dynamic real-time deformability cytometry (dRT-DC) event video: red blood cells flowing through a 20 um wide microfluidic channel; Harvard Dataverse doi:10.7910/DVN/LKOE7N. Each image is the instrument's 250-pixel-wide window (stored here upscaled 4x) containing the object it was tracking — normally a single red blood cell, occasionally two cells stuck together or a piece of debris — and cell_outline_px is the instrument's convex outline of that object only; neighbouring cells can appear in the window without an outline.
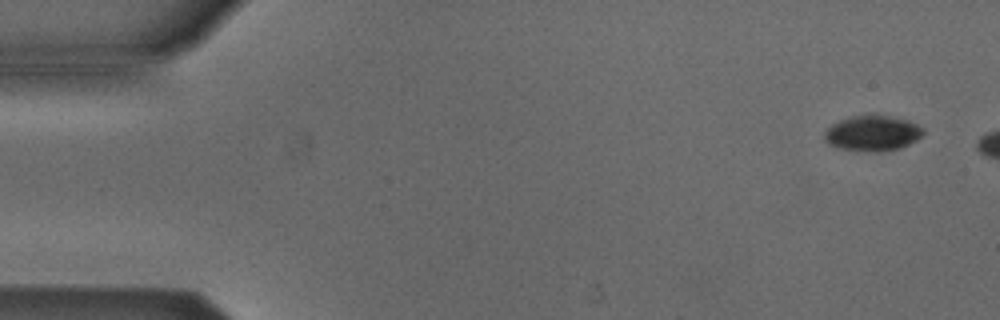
{"species": "Egyptian fruit bat (a non-hibernating species)", "species_latin": "Rousettus aegyptiacus", "temperature_condition": "cold", "stored_images_in_passage": 3, "camera_frame_rate_fps": 3000, "um_per_image_px": 0.085, "animal": {"sex": "male"}, "frame": {"image": 1, "passage_image": 1, "time_ms": 0.0, "image_size_px": [1000, 320], "cell_outline_px": [[924, 132], [916, 140], [900, 148], [880, 152], [872, 152], [840, 148], [828, 144], [824, 140], [824, 132], [832, 124], [848, 116], [868, 112], [872, 112], [908, 120], [924, 128]], "centroid_in_image_um": [74.14, 11.28], "position_along_channel_um": 10.9, "area_um2": 20.92}}